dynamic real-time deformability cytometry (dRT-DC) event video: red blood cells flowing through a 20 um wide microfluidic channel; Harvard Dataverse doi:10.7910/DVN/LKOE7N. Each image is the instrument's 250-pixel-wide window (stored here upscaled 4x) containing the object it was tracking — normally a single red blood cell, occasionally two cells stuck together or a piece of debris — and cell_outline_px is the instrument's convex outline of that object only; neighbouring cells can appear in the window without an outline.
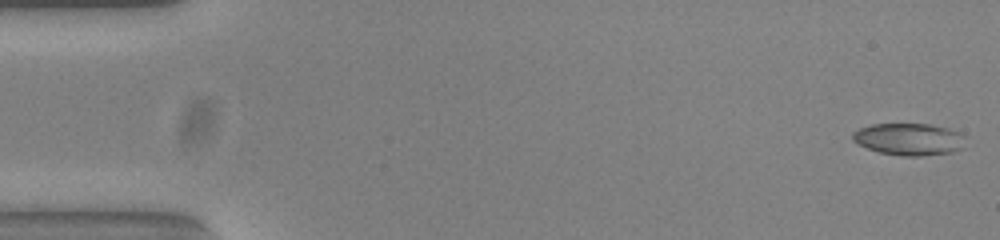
{"species": "common noctule bat (a hibernating species)", "species_latin": "Nyctalus noctula", "temperature_condition": "warm", "stored_images_in_passage": 53, "camera_frame_rate_fps": 3000, "um_per_image_px": 0.085, "animal": {"sex": "female", "body_mass_g": 23.0, "forearm_length_mm": 53.4}, "frame": {"image": 1, "passage_image": 1, "time_ms": 0.0, "image_size_px": [1000, 240], "cell_outline_px": [[964, 148], [952, 152], [920, 156], [900, 156], [880, 152], [868, 148], [852, 140], [852, 132], [860, 128], [872, 124], [928, 124], [948, 128], [960, 132], [964, 136]], "centroid_in_image_um": [77.29, 11.83], "position_along_channel_um": 7.7, "area_um2": 21.1}}
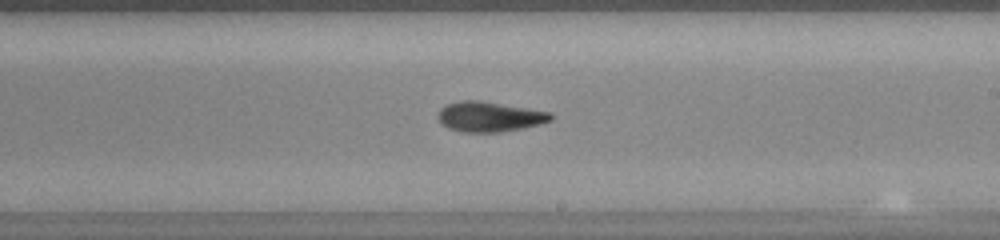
{"frame": {"image": 2, "passage_image": 31, "time_ms": 10.0, "image_size_px": [1000, 240], "cell_outline_px": [[552, 120], [540, 124], [520, 128], [496, 132], [464, 132], [448, 128], [440, 120], [440, 108], [448, 104], [460, 100], [480, 100], [552, 112]], "centroid_in_image_um": [41.64, 9.9], "position_along_channel_um": 247.4, "area_um2": 19.48}}
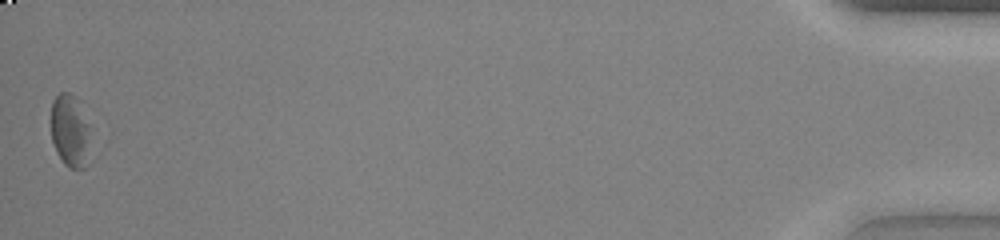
{"frame": {"image": 3, "passage_image": 53, "time_ms": 17.333, "image_size_px": [1000, 240], "cell_outline_px": [[92, 128], [88, 164], [84, 168], [68, 168], [64, 164], [52, 140], [52, 100], [60, 92], [68, 92], [76, 96], [80, 100], [92, 124]], "centroid_in_image_um": [6.05, 11.08], "position_along_channel_um": 429.1, "area_um2": 17.57}, "authors_computed_cell_mechanics": {"area_um2": 19.8832, "velocity_mm_per_s": 3.8184, "shape_relaxation_time_tau1_ms": 3.4386, "shape_relaxation_time_tau2_ms": 3.5775, "deformation_change_tau1": 0.1072, "deformation_change_tau2": 0.1139}}